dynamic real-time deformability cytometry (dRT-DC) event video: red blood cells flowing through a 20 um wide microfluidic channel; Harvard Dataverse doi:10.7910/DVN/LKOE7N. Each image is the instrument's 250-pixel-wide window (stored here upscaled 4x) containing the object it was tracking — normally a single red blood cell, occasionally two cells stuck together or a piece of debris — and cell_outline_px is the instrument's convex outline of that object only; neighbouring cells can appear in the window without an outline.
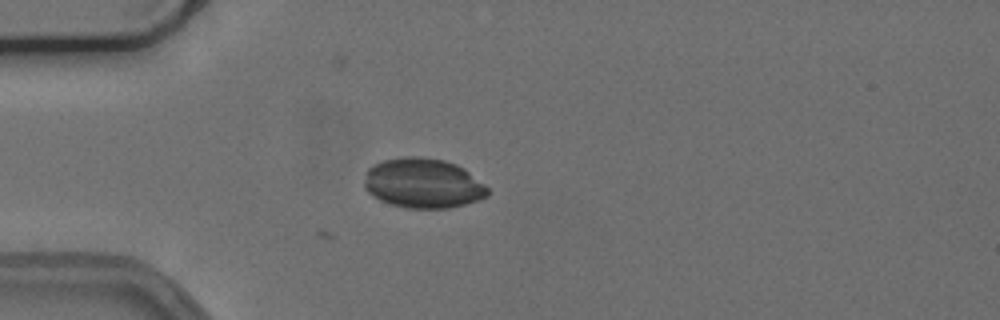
{"species": "common noctule bat (a hibernating species)", "species_latin": "Nyctalus noctula", "temperature_condition": "cold", "stored_images_in_passage": 3, "camera_frame_rate_fps": 3000, "um_per_image_px": 0.085, "animal": {"sex": "female", "body_mass_g": 24.6, "forearm_length_mm": 56.2}, "frame": {"image": 1, "passage_image": 1, "time_ms": 0.0, "image_size_px": [1000, 320], "cell_outline_px": [[488, 196], [480, 200], [448, 208], [408, 208], [388, 204], [372, 196], [364, 188], [364, 180], [368, 168], [372, 164], [384, 160], [404, 156], [420, 156], [444, 160], [456, 164], [464, 168], [484, 184], [488, 188]], "centroid_in_image_um": [35.94, 15.57], "position_along_channel_um": 49.1, "area_um2": 36.13}}